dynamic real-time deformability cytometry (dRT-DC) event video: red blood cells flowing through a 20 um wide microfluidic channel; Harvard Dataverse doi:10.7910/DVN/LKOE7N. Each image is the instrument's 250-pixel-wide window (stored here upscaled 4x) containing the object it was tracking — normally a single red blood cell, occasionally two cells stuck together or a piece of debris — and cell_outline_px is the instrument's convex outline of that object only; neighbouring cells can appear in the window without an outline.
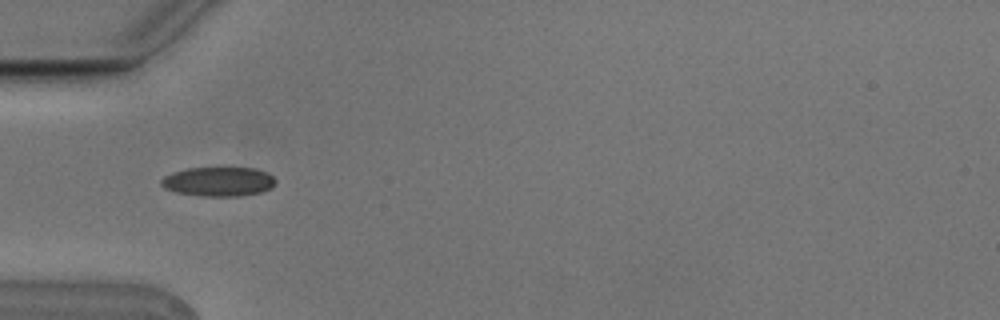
{"species": "Egyptian fruit bat (a non-hibernating species)", "species_latin": "Rousettus aegyptiacus", "temperature_condition": "cold", "stored_images_in_passage": 8, "camera_frame_rate_fps": 3000, "um_per_image_px": 0.085, "animal": {"sex": "male"}, "frame": {"image": 1, "passage_image": 4, "time_ms": 1.0, "image_size_px": [1000, 320], "cell_outline_px": [[276, 180], [272, 188], [260, 192], [240, 196], [200, 196], [176, 192], [164, 188], [160, 184], [160, 180], [164, 176], [172, 172], [188, 168], [256, 168], [268, 172]], "centroid_in_image_um": [18.57, 15.43], "position_along_channel_um": 66.4, "area_um2": 19.65}}
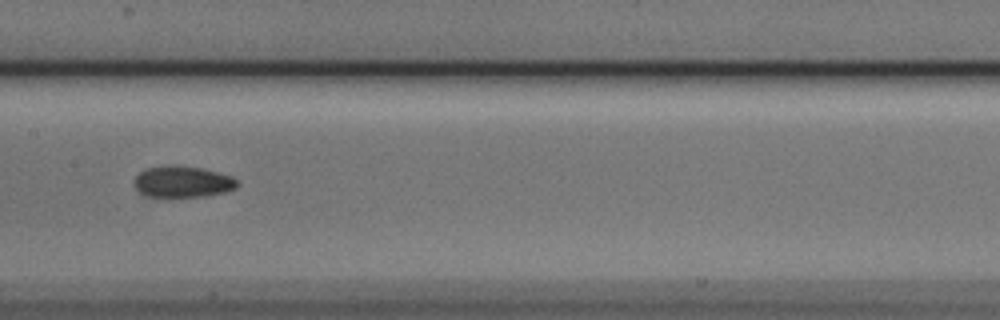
{"frame": {"image": 2, "passage_image": 7, "time_ms": 2.0, "image_size_px": [1000, 320], "cell_outline_px": [[240, 184], [236, 188], [228, 192], [204, 196], [164, 200], [148, 196], [140, 192], [136, 188], [132, 180], [140, 172], [148, 168], [168, 164], [176, 164], [200, 168], [232, 176]], "centroid_in_image_um": [15.49, 15.49], "position_along_channel_um": 191.9, "area_um2": 19.71}}
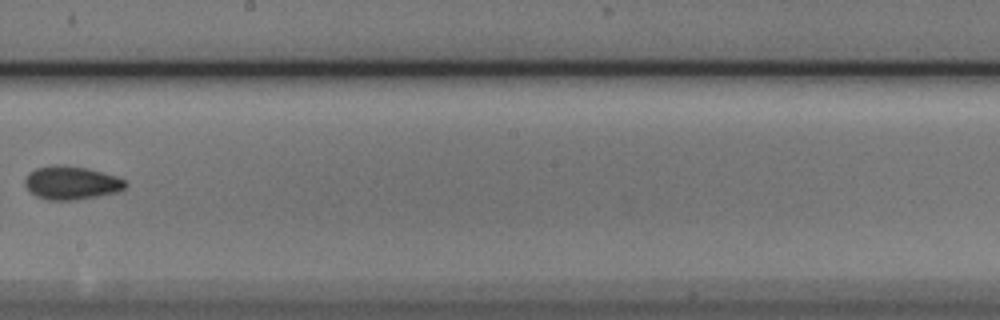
{"frame": {"image": 3, "passage_image": 8, "time_ms": 2.333, "image_size_px": [1000, 320], "cell_outline_px": [[128, 184], [124, 188], [116, 192], [100, 196], [76, 200], [48, 200], [36, 196], [24, 184], [24, 180], [28, 172], [36, 168], [84, 168], [116, 176], [124, 180]], "centroid_in_image_um": [6.08, 15.6], "position_along_channel_um": 242.1, "area_um2": 18.73}}